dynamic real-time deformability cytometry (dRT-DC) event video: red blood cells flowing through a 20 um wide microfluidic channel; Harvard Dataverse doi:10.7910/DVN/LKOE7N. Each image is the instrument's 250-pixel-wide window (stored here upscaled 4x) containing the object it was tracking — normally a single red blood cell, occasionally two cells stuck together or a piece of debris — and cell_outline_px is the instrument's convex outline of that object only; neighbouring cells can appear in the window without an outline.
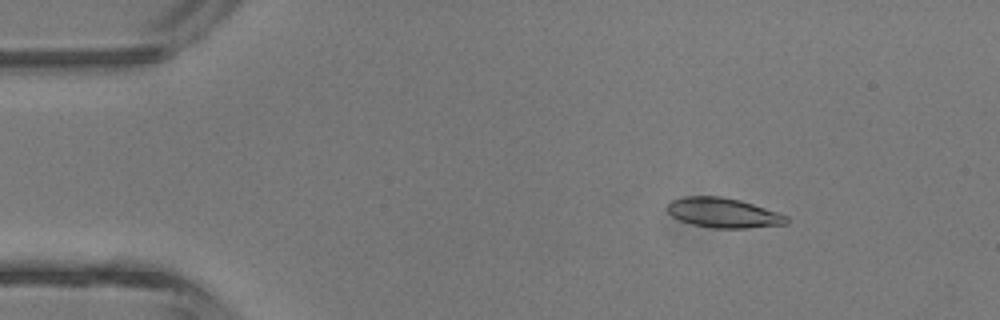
{"species": "common noctule bat (a hibernating species)", "species_latin": "Nyctalus noctula", "temperature_condition": "room temperature", "stored_images_in_passage": 5, "camera_frame_rate_fps": 3000, "um_per_image_px": 0.085, "animal": {"sex": "male", "body_mass_g": 13.3}, "frame": {"image": 1, "passage_image": 2, "time_ms": 1.0, "image_size_px": [1000, 320], "cell_outline_px": [[788, 224], [748, 228], [712, 228], [692, 224], [680, 220], [672, 216], [668, 212], [668, 204], [672, 200], [684, 196], [720, 196], [740, 200], [788, 216]], "centroid_in_image_um": [61.48, 18.09], "position_along_channel_um": 23.5, "area_um2": 20.58}}
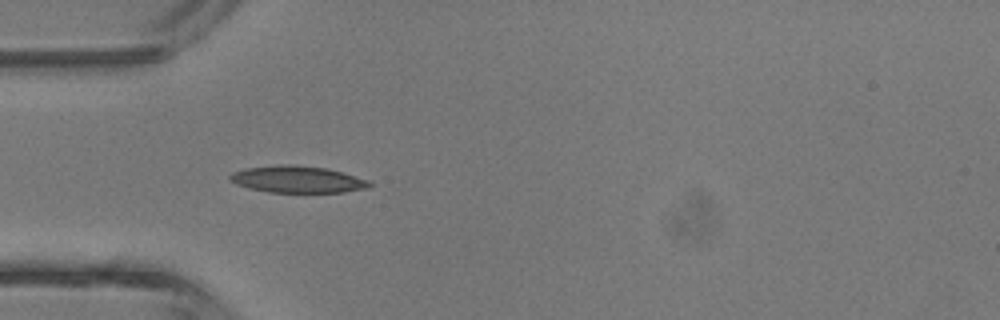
{"frame": {"image": 2, "passage_image": 4, "time_ms": 3.333, "image_size_px": [1000, 320], "cell_outline_px": [[372, 184], [368, 188], [344, 192], [268, 192], [248, 188], [236, 184], [228, 180], [228, 176], [232, 172], [244, 168], [280, 164], [296, 164], [324, 168], [340, 172], [368, 180]], "centroid_in_image_um": [25.21, 15.24], "position_along_channel_um": 59.8, "area_um2": 21.85}}
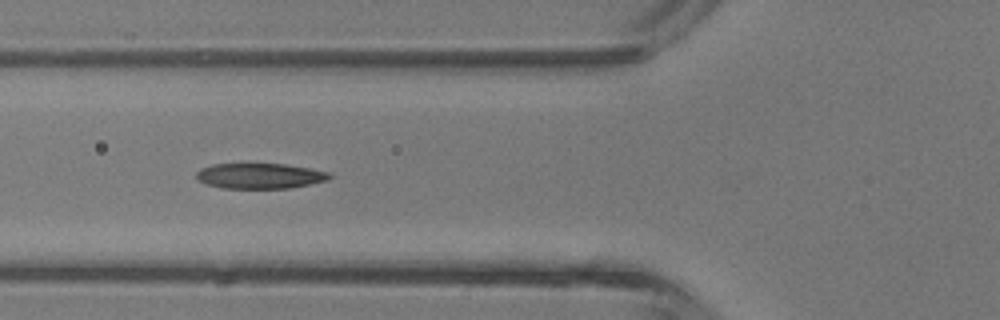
{"frame": {"image": 3, "passage_image": 5, "time_ms": 4.333, "image_size_px": [1000, 320], "cell_outline_px": [[332, 176], [328, 180], [288, 188], [220, 188], [208, 184], [200, 180], [196, 176], [196, 172], [200, 168], [212, 164], [288, 164], [332, 172]], "centroid_in_image_um": [22.12, 14.94], "position_along_channel_um": 103.7, "area_um2": 19.71}}